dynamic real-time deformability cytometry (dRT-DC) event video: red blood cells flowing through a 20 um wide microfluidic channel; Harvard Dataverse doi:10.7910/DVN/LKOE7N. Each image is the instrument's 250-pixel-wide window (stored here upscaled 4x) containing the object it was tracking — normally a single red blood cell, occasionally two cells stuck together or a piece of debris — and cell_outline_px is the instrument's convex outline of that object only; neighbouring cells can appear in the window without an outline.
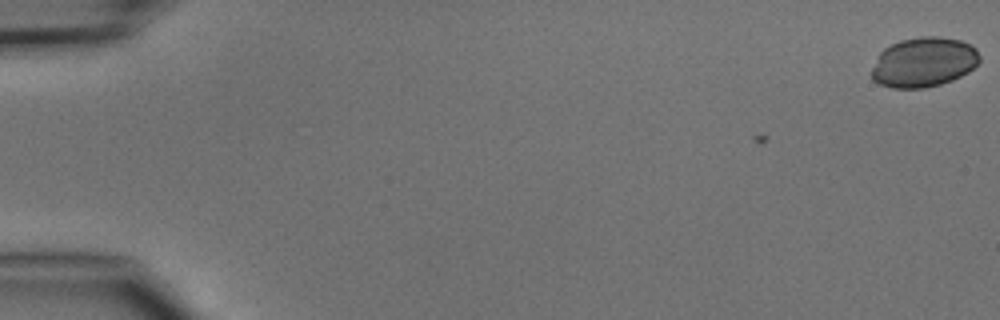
{"species": "common noctule bat (a hibernating species)", "species_latin": "Nyctalus noctula", "temperature_condition": "cold", "stored_images_in_passage": 2, "camera_frame_rate_fps": 3000, "um_per_image_px": 0.085, "animal": {"sex": "male", "body_mass_g": 15.6}, "frame": {"image": 1, "passage_image": 2, "time_ms": 1.0, "image_size_px": [1000, 320], "cell_outline_px": [[980, 60], [968, 72], [952, 80], [940, 84], [924, 88], [892, 88], [880, 84], [872, 80], [872, 68], [880, 52], [884, 48], [900, 40], [920, 36], [940, 36], [960, 40], [976, 48], [980, 56]], "centroid_in_image_um": [78.51, 5.28], "position_along_channel_um": 6.5, "area_um2": 31.33}}